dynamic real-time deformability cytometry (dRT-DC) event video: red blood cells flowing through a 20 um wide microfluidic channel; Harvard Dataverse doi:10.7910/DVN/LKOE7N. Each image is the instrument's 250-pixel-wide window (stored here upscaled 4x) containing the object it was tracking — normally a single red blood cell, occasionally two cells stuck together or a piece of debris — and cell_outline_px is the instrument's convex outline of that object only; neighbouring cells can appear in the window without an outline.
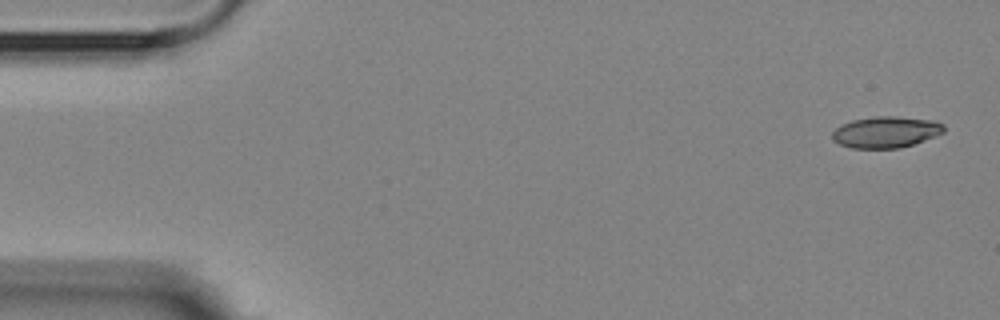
{"species": "Egyptian fruit bat (a non-hibernating species)", "species_latin": "Rousettus aegyptiacus", "temperature_condition": "room temperature", "stored_images_in_passage": 5, "camera_frame_rate_fps": 3000, "um_per_image_px": 0.085, "animal": {"sex": "female"}, "frame": {"image": 1, "passage_image": 1, "time_ms": 0.0, "image_size_px": [1000, 320], "cell_outline_px": [[944, 132], [936, 136], [900, 148], [852, 148], [840, 144], [832, 140], [832, 132], [840, 124], [852, 120], [876, 116], [896, 116], [928, 120], [944, 124]], "centroid_in_image_um": [75.26, 11.23], "position_along_channel_um": 9.7, "area_um2": 20.29}}
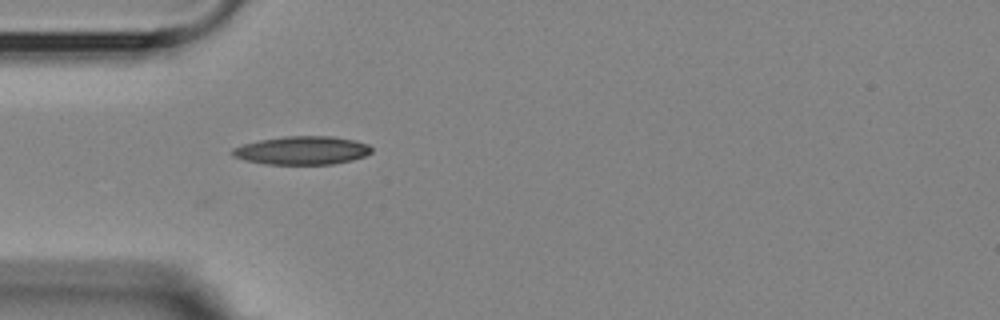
{"frame": {"image": 2, "passage_image": 5, "time_ms": 4.667, "image_size_px": [1000, 320], "cell_outline_px": [[372, 152], [364, 156], [352, 160], [332, 164], [264, 164], [244, 160], [232, 156], [232, 148], [244, 144], [260, 140], [284, 136], [332, 136], [356, 140], [368, 144], [372, 148]], "centroid_in_image_um": [25.68, 12.78], "position_along_channel_um": 59.3, "area_um2": 23.06}}